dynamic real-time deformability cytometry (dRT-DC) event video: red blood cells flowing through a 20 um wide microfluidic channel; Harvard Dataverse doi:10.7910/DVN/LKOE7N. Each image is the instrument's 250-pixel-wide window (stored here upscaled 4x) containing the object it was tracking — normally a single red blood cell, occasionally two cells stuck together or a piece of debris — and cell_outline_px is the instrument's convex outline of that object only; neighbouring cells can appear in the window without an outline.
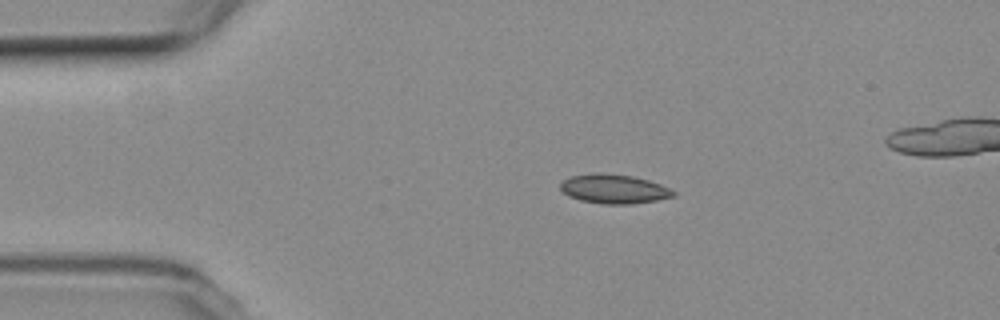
{"species": "common noctule bat (a hibernating species)", "species_latin": "Nyctalus noctula", "temperature_condition": "room temperature", "stored_images_in_passage": 4, "camera_frame_rate_fps": 3000, "um_per_image_px": 0.085, "animal": {"sex": "female", "body_mass_g": 19.3, "forearm_length_mm": 54.1}, "frame": {"image": 1, "passage_image": 1, "time_ms": 0.0, "image_size_px": [1000, 320], "cell_outline_px": [[676, 196], [656, 200], [628, 204], [604, 204], [580, 200], [568, 196], [560, 188], [560, 184], [564, 180], [572, 176], [596, 172], [600, 172], [632, 176], [648, 180], [660, 184], [676, 192]], "centroid_in_image_um": [52.18, 16.05], "position_along_channel_um": 32.8, "area_um2": 19.13}}
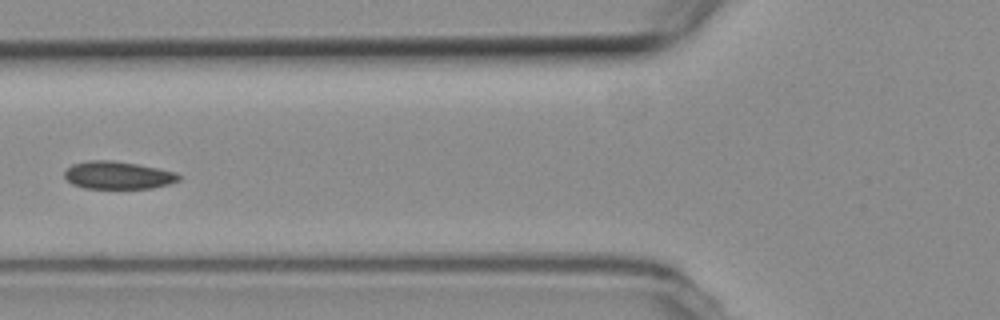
{"frame": {"image": 2, "passage_image": 4, "time_ms": 3.333, "image_size_px": [1000, 320], "cell_outline_px": [[180, 180], [168, 184], [152, 188], [84, 188], [72, 184], [64, 176], [64, 172], [72, 164], [88, 160], [112, 160], [136, 164], [176, 172], [180, 176]], "centroid_in_image_um": [10.0, 14.89], "position_along_channel_um": 115.8, "area_um2": 18.32}}